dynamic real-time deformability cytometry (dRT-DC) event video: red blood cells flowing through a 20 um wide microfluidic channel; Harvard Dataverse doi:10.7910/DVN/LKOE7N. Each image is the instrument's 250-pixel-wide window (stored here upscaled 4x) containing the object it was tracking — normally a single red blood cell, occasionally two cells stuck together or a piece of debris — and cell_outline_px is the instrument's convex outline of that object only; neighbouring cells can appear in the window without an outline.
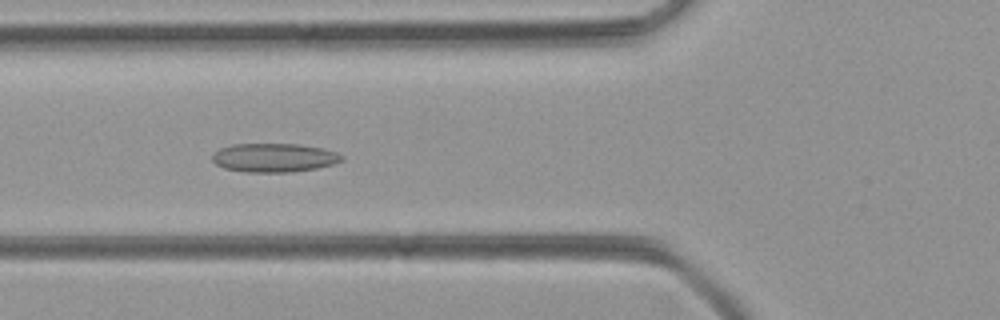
{"species": "common noctule bat (a hibernating species)", "species_latin": "Nyctalus noctula", "temperature_condition": "room temperature", "stored_images_in_passage": 40, "camera_frame_rate_fps": 3000, "um_per_image_px": 0.085, "animal": {"sex": "female", "body_mass_g": 21.9}, "frame": {"image": 1, "passage_image": 8, "time_ms": 2.333, "image_size_px": [1000, 320], "cell_outline_px": [[344, 160], [332, 164], [316, 168], [292, 172], [244, 172], [224, 168], [216, 164], [212, 160], [212, 152], [220, 148], [232, 144], [296, 144], [324, 148], [336, 152], [344, 156]], "centroid_in_image_um": [23.28, 13.4], "position_along_channel_um": 102.5, "area_um2": 21.85}}
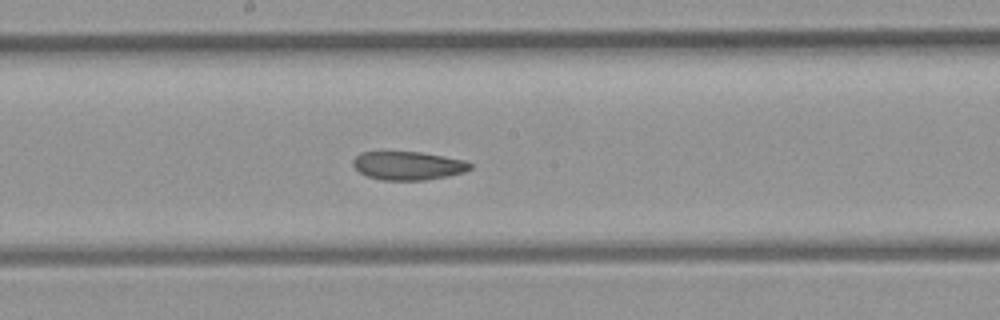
{"frame": {"image": 2, "passage_image": 16, "time_ms": 5.0, "image_size_px": [1000, 320], "cell_outline_px": [[472, 168], [464, 172], [448, 176], [424, 180], [380, 180], [368, 176], [360, 172], [352, 164], [352, 160], [360, 152], [420, 152], [444, 156], [464, 160], [472, 164]], "centroid_in_image_um": [34.69, 14.08], "position_along_channel_um": 213.5, "area_um2": 19.42}}
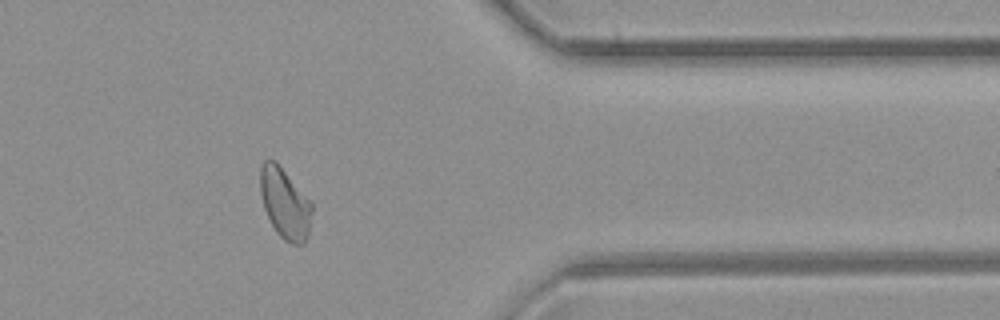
{"frame": {"image": 3, "passage_image": 30, "time_ms": 9.667, "image_size_px": [1000, 320], "cell_outline_px": [[312, 212], [308, 236], [304, 244], [292, 244], [284, 240], [276, 232], [264, 208], [260, 192], [260, 168], [264, 160], [276, 160], [312, 200]], "centroid_in_image_um": [24.24, 17.26], "position_along_channel_um": 387.2, "area_um2": 21.62}}